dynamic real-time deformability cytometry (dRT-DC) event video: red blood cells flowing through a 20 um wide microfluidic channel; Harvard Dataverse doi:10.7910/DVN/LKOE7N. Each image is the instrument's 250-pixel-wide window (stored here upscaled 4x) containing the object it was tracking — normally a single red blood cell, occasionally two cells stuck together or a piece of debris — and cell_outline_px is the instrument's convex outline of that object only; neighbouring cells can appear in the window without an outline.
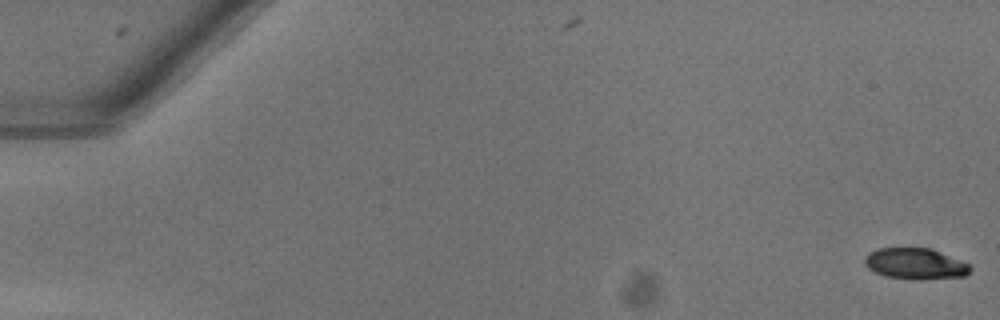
{"species": "common noctule bat (a hibernating species)", "species_latin": "Nyctalus noctula", "temperature_condition": "warm", "stored_images_in_passage": 6, "camera_frame_rate_fps": 3000, "um_per_image_px": 0.085, "animal": {"sex": "female"}, "frame": {"image": 1, "passage_image": 1, "time_ms": 0.0, "image_size_px": [1000, 320], "cell_outline_px": [[972, 268], [964, 276], [920, 280], [912, 280], [884, 276], [868, 268], [864, 264], [864, 256], [868, 252], [876, 248], [932, 248], [960, 260], [968, 264]], "centroid_in_image_um": [77.76, 22.41], "position_along_channel_um": 7.2, "area_um2": 19.31}}